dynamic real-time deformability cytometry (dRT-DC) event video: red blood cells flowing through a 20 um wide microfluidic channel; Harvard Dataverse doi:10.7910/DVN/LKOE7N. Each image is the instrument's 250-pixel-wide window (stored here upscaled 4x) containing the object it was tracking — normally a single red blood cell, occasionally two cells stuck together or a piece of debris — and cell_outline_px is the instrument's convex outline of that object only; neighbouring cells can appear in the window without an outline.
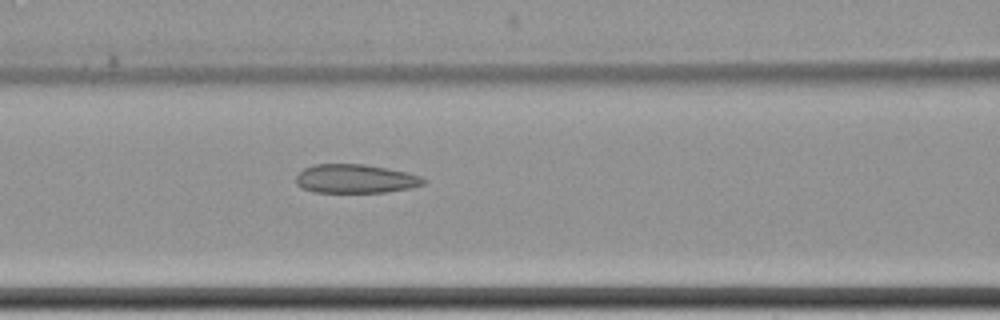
{"species": "common noctule bat (a hibernating species)", "species_latin": "Nyctalus noctula", "temperature_condition": "cold", "stored_images_in_passage": 9, "camera_frame_rate_fps": 3000, "um_per_image_px": 0.085, "animal": {"sex": "female", "body_mass_g": 22.7, "forearm_length_mm": 54.2}, "frame": {"image": 1, "passage_image": 9, "time_ms": 9.333, "image_size_px": [1000, 320], "cell_outline_px": [[428, 180], [424, 184], [412, 188], [384, 192], [316, 192], [304, 188], [296, 184], [296, 176], [304, 168], [312, 164], [364, 164], [388, 168], [408, 172], [420, 176]], "centroid_in_image_um": [30.25, 15.18], "position_along_channel_um": 136.4, "area_um2": 21.5}}